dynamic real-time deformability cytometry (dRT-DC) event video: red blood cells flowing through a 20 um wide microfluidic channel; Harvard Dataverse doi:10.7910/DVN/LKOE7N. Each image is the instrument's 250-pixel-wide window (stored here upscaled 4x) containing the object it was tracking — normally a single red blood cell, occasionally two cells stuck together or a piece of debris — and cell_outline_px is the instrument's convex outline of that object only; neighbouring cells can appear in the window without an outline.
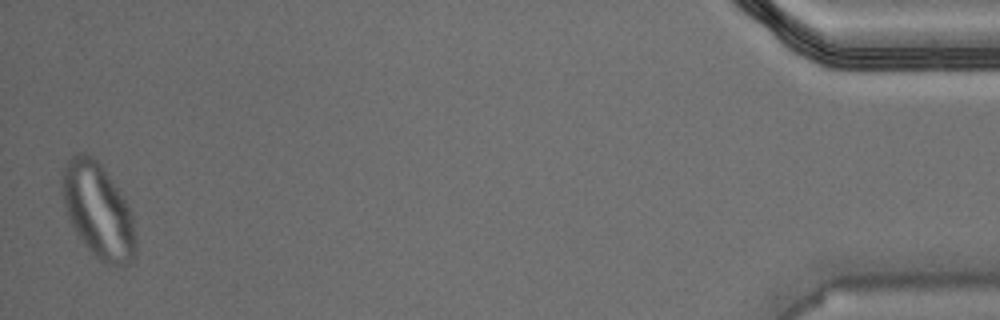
{"species": "Egyptian fruit bat (a non-hibernating species)", "species_latin": "Rousettus aegyptiacus", "temperature_condition": "warm", "stored_images_in_passage": 46, "camera_frame_rate_fps": 3000, "um_per_image_px": 0.085, "animal": {"sex": "male"}, "frame": {"image": 1, "passage_image": 46, "time_ms": 15.0, "image_size_px": [1000, 320], "cell_outline_px": [[136, 256], [128, 264], [120, 268], [104, 264], [84, 244], [76, 232], [68, 216], [60, 192], [60, 172], [68, 160], [76, 152], [84, 152], [92, 156], [104, 168], [132, 212], [136, 236]], "centroid_in_image_um": [8.33, 17.91], "position_along_channel_um": 426.9, "area_um2": 41.1}}